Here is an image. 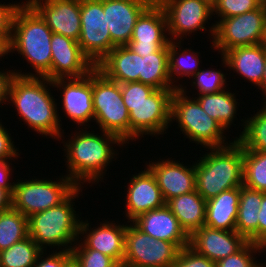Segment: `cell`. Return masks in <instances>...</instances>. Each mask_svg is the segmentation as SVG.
Here are the masks:
<instances>
[{
    "instance_id": "obj_1",
    "label": "cell",
    "mask_w": 266,
    "mask_h": 267,
    "mask_svg": "<svg viewBox=\"0 0 266 267\" xmlns=\"http://www.w3.org/2000/svg\"><path fill=\"white\" fill-rule=\"evenodd\" d=\"M87 129L81 127L74 130L75 132L71 131L70 139L64 137L65 132L63 131L59 141L63 143L65 148L62 150L65 153L63 156H65L64 162H66L65 166L67 167V174L65 173V175L77 186L84 187V184L92 183L90 187H94L105 180L104 176L109 164L117 160L119 150L114 148L117 146L119 149L125 147L126 143L114 134L104 131H100L101 133L97 131L96 133L95 130L90 132Z\"/></svg>"
},
{
    "instance_id": "obj_2",
    "label": "cell",
    "mask_w": 266,
    "mask_h": 267,
    "mask_svg": "<svg viewBox=\"0 0 266 267\" xmlns=\"http://www.w3.org/2000/svg\"><path fill=\"white\" fill-rule=\"evenodd\" d=\"M51 88L52 80L46 77L15 75L10 84L7 105L15 107L21 121L28 125V130L46 139L59 141L64 131L63 118L58 112L57 98Z\"/></svg>"
},
{
    "instance_id": "obj_3",
    "label": "cell",
    "mask_w": 266,
    "mask_h": 267,
    "mask_svg": "<svg viewBox=\"0 0 266 267\" xmlns=\"http://www.w3.org/2000/svg\"><path fill=\"white\" fill-rule=\"evenodd\" d=\"M53 32L41 16L26 2L19 6L13 16L11 55L15 51L30 65L31 72L14 69L19 76L46 77L51 80V36ZM33 68V69H32Z\"/></svg>"
},
{
    "instance_id": "obj_4",
    "label": "cell",
    "mask_w": 266,
    "mask_h": 267,
    "mask_svg": "<svg viewBox=\"0 0 266 267\" xmlns=\"http://www.w3.org/2000/svg\"><path fill=\"white\" fill-rule=\"evenodd\" d=\"M83 188L78 186L60 204L28 217V235L43 251L55 247L56 251H70L79 239L82 217L74 201L78 202Z\"/></svg>"
},
{
    "instance_id": "obj_5",
    "label": "cell",
    "mask_w": 266,
    "mask_h": 267,
    "mask_svg": "<svg viewBox=\"0 0 266 267\" xmlns=\"http://www.w3.org/2000/svg\"><path fill=\"white\" fill-rule=\"evenodd\" d=\"M209 150L206 148L207 152L202 156L200 153V158L194 161L196 191L206 201L243 185V147L234 140Z\"/></svg>"
},
{
    "instance_id": "obj_6",
    "label": "cell",
    "mask_w": 266,
    "mask_h": 267,
    "mask_svg": "<svg viewBox=\"0 0 266 267\" xmlns=\"http://www.w3.org/2000/svg\"><path fill=\"white\" fill-rule=\"evenodd\" d=\"M176 121L179 133L188 138L189 143L201 147L220 148L231 144L235 139L226 138V131L201 107L199 102L184 94L180 89L174 90L171 100V124Z\"/></svg>"
},
{
    "instance_id": "obj_7",
    "label": "cell",
    "mask_w": 266,
    "mask_h": 267,
    "mask_svg": "<svg viewBox=\"0 0 266 267\" xmlns=\"http://www.w3.org/2000/svg\"><path fill=\"white\" fill-rule=\"evenodd\" d=\"M94 122L99 131L118 136L124 143L130 141L129 111L125 106L120 84L106 78L99 70H92Z\"/></svg>"
},
{
    "instance_id": "obj_8",
    "label": "cell",
    "mask_w": 266,
    "mask_h": 267,
    "mask_svg": "<svg viewBox=\"0 0 266 267\" xmlns=\"http://www.w3.org/2000/svg\"><path fill=\"white\" fill-rule=\"evenodd\" d=\"M34 178L16 180L12 193V208L27 218L60 204L78 187L63 173L56 180Z\"/></svg>"
},
{
    "instance_id": "obj_9",
    "label": "cell",
    "mask_w": 266,
    "mask_h": 267,
    "mask_svg": "<svg viewBox=\"0 0 266 267\" xmlns=\"http://www.w3.org/2000/svg\"><path fill=\"white\" fill-rule=\"evenodd\" d=\"M265 19L266 6L260 5L252 11L219 20L210 48L223 55L235 47L264 43Z\"/></svg>"
},
{
    "instance_id": "obj_10",
    "label": "cell",
    "mask_w": 266,
    "mask_h": 267,
    "mask_svg": "<svg viewBox=\"0 0 266 267\" xmlns=\"http://www.w3.org/2000/svg\"><path fill=\"white\" fill-rule=\"evenodd\" d=\"M176 89H156L144 102L125 104L129 111L130 140L164 136L171 125V100Z\"/></svg>"
},
{
    "instance_id": "obj_11",
    "label": "cell",
    "mask_w": 266,
    "mask_h": 267,
    "mask_svg": "<svg viewBox=\"0 0 266 267\" xmlns=\"http://www.w3.org/2000/svg\"><path fill=\"white\" fill-rule=\"evenodd\" d=\"M164 9L171 41H184L197 31L209 30V40L214 37L215 23L210 25L213 7L202 0H156ZM209 23V24H208ZM208 24V25H206ZM210 25V26H209ZM211 36V37H210Z\"/></svg>"
},
{
    "instance_id": "obj_12",
    "label": "cell",
    "mask_w": 266,
    "mask_h": 267,
    "mask_svg": "<svg viewBox=\"0 0 266 267\" xmlns=\"http://www.w3.org/2000/svg\"><path fill=\"white\" fill-rule=\"evenodd\" d=\"M179 250L174 243L157 240L126 222L125 267H171Z\"/></svg>"
},
{
    "instance_id": "obj_13",
    "label": "cell",
    "mask_w": 266,
    "mask_h": 267,
    "mask_svg": "<svg viewBox=\"0 0 266 267\" xmlns=\"http://www.w3.org/2000/svg\"><path fill=\"white\" fill-rule=\"evenodd\" d=\"M81 32L78 43L96 66L114 47L103 12V0H80Z\"/></svg>"
},
{
    "instance_id": "obj_14",
    "label": "cell",
    "mask_w": 266,
    "mask_h": 267,
    "mask_svg": "<svg viewBox=\"0 0 266 267\" xmlns=\"http://www.w3.org/2000/svg\"><path fill=\"white\" fill-rule=\"evenodd\" d=\"M52 84L57 92H60L61 101L57 103V106H60L58 112L62 107L61 111L63 110L64 116L69 118L72 123L74 122L76 128H80V126L93 128L89 124L94 122L92 71L81 78L53 79Z\"/></svg>"
},
{
    "instance_id": "obj_15",
    "label": "cell",
    "mask_w": 266,
    "mask_h": 267,
    "mask_svg": "<svg viewBox=\"0 0 266 267\" xmlns=\"http://www.w3.org/2000/svg\"><path fill=\"white\" fill-rule=\"evenodd\" d=\"M102 221L97 223L98 226H92V222L88 219H82L80 240L76 241L72 249H94L112 257L121 265L125 254L126 223L121 224L118 219L117 221L107 219Z\"/></svg>"
},
{
    "instance_id": "obj_16",
    "label": "cell",
    "mask_w": 266,
    "mask_h": 267,
    "mask_svg": "<svg viewBox=\"0 0 266 267\" xmlns=\"http://www.w3.org/2000/svg\"><path fill=\"white\" fill-rule=\"evenodd\" d=\"M168 36L164 9L155 0L137 19L132 38L126 46L143 57L161 47H168L171 42Z\"/></svg>"
},
{
    "instance_id": "obj_17",
    "label": "cell",
    "mask_w": 266,
    "mask_h": 267,
    "mask_svg": "<svg viewBox=\"0 0 266 267\" xmlns=\"http://www.w3.org/2000/svg\"><path fill=\"white\" fill-rule=\"evenodd\" d=\"M144 166V170L131 175L129 183L125 186V211L122 215H125L123 217L129 223L143 213L166 205L154 174L146 165Z\"/></svg>"
},
{
    "instance_id": "obj_18",
    "label": "cell",
    "mask_w": 266,
    "mask_h": 267,
    "mask_svg": "<svg viewBox=\"0 0 266 267\" xmlns=\"http://www.w3.org/2000/svg\"><path fill=\"white\" fill-rule=\"evenodd\" d=\"M144 163L154 174L165 202L196 190L194 161L192 165L191 163L184 165L176 158L168 157Z\"/></svg>"
},
{
    "instance_id": "obj_19",
    "label": "cell",
    "mask_w": 266,
    "mask_h": 267,
    "mask_svg": "<svg viewBox=\"0 0 266 267\" xmlns=\"http://www.w3.org/2000/svg\"><path fill=\"white\" fill-rule=\"evenodd\" d=\"M51 80L57 78H81L88 75L95 65L82 52L79 43L66 36H51Z\"/></svg>"
},
{
    "instance_id": "obj_20",
    "label": "cell",
    "mask_w": 266,
    "mask_h": 267,
    "mask_svg": "<svg viewBox=\"0 0 266 267\" xmlns=\"http://www.w3.org/2000/svg\"><path fill=\"white\" fill-rule=\"evenodd\" d=\"M53 33L78 42L81 32L80 0H26Z\"/></svg>"
},
{
    "instance_id": "obj_21",
    "label": "cell",
    "mask_w": 266,
    "mask_h": 267,
    "mask_svg": "<svg viewBox=\"0 0 266 267\" xmlns=\"http://www.w3.org/2000/svg\"><path fill=\"white\" fill-rule=\"evenodd\" d=\"M155 0H103L111 41L115 46L127 45L137 19Z\"/></svg>"
},
{
    "instance_id": "obj_22",
    "label": "cell",
    "mask_w": 266,
    "mask_h": 267,
    "mask_svg": "<svg viewBox=\"0 0 266 267\" xmlns=\"http://www.w3.org/2000/svg\"><path fill=\"white\" fill-rule=\"evenodd\" d=\"M249 241L237 231L203 226L189 236V246L214 262L240 251Z\"/></svg>"
},
{
    "instance_id": "obj_23",
    "label": "cell",
    "mask_w": 266,
    "mask_h": 267,
    "mask_svg": "<svg viewBox=\"0 0 266 267\" xmlns=\"http://www.w3.org/2000/svg\"><path fill=\"white\" fill-rule=\"evenodd\" d=\"M220 58L224 70L228 68V71L237 73L254 87L261 84L266 62V45L264 43L232 48L220 55Z\"/></svg>"
},
{
    "instance_id": "obj_24",
    "label": "cell",
    "mask_w": 266,
    "mask_h": 267,
    "mask_svg": "<svg viewBox=\"0 0 266 267\" xmlns=\"http://www.w3.org/2000/svg\"><path fill=\"white\" fill-rule=\"evenodd\" d=\"M132 223L143 233L172 242L179 249L189 245V235L166 205L139 215Z\"/></svg>"
},
{
    "instance_id": "obj_25",
    "label": "cell",
    "mask_w": 266,
    "mask_h": 267,
    "mask_svg": "<svg viewBox=\"0 0 266 267\" xmlns=\"http://www.w3.org/2000/svg\"><path fill=\"white\" fill-rule=\"evenodd\" d=\"M95 68L106 78L124 84L139 81L141 56L126 45L114 47Z\"/></svg>"
},
{
    "instance_id": "obj_26",
    "label": "cell",
    "mask_w": 266,
    "mask_h": 267,
    "mask_svg": "<svg viewBox=\"0 0 266 267\" xmlns=\"http://www.w3.org/2000/svg\"><path fill=\"white\" fill-rule=\"evenodd\" d=\"M240 187L221 192L206 201L205 226L235 231L238 217Z\"/></svg>"
},
{
    "instance_id": "obj_27",
    "label": "cell",
    "mask_w": 266,
    "mask_h": 267,
    "mask_svg": "<svg viewBox=\"0 0 266 267\" xmlns=\"http://www.w3.org/2000/svg\"><path fill=\"white\" fill-rule=\"evenodd\" d=\"M166 206L189 236L205 225L206 200L196 190L168 200Z\"/></svg>"
},
{
    "instance_id": "obj_28",
    "label": "cell",
    "mask_w": 266,
    "mask_h": 267,
    "mask_svg": "<svg viewBox=\"0 0 266 267\" xmlns=\"http://www.w3.org/2000/svg\"><path fill=\"white\" fill-rule=\"evenodd\" d=\"M237 94L232 92L231 89H225L218 93L197 95L194 98L199 102L202 109L229 133L231 125L236 126L234 122L238 120L236 116L238 115V106L241 107Z\"/></svg>"
},
{
    "instance_id": "obj_29",
    "label": "cell",
    "mask_w": 266,
    "mask_h": 267,
    "mask_svg": "<svg viewBox=\"0 0 266 267\" xmlns=\"http://www.w3.org/2000/svg\"><path fill=\"white\" fill-rule=\"evenodd\" d=\"M262 203V191L240 187V199L236 228L249 242L258 245V212Z\"/></svg>"
},
{
    "instance_id": "obj_30",
    "label": "cell",
    "mask_w": 266,
    "mask_h": 267,
    "mask_svg": "<svg viewBox=\"0 0 266 267\" xmlns=\"http://www.w3.org/2000/svg\"><path fill=\"white\" fill-rule=\"evenodd\" d=\"M183 42L185 41H171L168 45L170 80L176 90L181 88V84H178L179 81H182L184 77H188L190 80L194 74L203 68L200 67L202 65V60H200L202 58L199 56L201 53L192 50L191 46L184 48Z\"/></svg>"
},
{
    "instance_id": "obj_31",
    "label": "cell",
    "mask_w": 266,
    "mask_h": 267,
    "mask_svg": "<svg viewBox=\"0 0 266 267\" xmlns=\"http://www.w3.org/2000/svg\"><path fill=\"white\" fill-rule=\"evenodd\" d=\"M139 82L155 89H175L170 80L168 47H161L157 52L141 56Z\"/></svg>"
},
{
    "instance_id": "obj_32",
    "label": "cell",
    "mask_w": 266,
    "mask_h": 267,
    "mask_svg": "<svg viewBox=\"0 0 266 267\" xmlns=\"http://www.w3.org/2000/svg\"><path fill=\"white\" fill-rule=\"evenodd\" d=\"M259 105L256 114L254 110L253 115L241 118L242 131L233 138L246 150L266 153V104Z\"/></svg>"
},
{
    "instance_id": "obj_33",
    "label": "cell",
    "mask_w": 266,
    "mask_h": 267,
    "mask_svg": "<svg viewBox=\"0 0 266 267\" xmlns=\"http://www.w3.org/2000/svg\"><path fill=\"white\" fill-rule=\"evenodd\" d=\"M28 236L26 216L14 208L0 212V252Z\"/></svg>"
},
{
    "instance_id": "obj_34",
    "label": "cell",
    "mask_w": 266,
    "mask_h": 267,
    "mask_svg": "<svg viewBox=\"0 0 266 267\" xmlns=\"http://www.w3.org/2000/svg\"><path fill=\"white\" fill-rule=\"evenodd\" d=\"M227 75L229 74H226V72H222L220 69L217 70L212 67L204 69L203 67V69H200L196 74L191 77V90L187 91L188 89H186L187 87L185 85L186 82L183 81L181 82L180 90L188 96L190 95L189 92H192L194 94H192V97L195 95L197 96L218 93L229 87V84H227L226 82ZM192 89L197 90V92H195L196 94L194 93V91H192Z\"/></svg>"
},
{
    "instance_id": "obj_35",
    "label": "cell",
    "mask_w": 266,
    "mask_h": 267,
    "mask_svg": "<svg viewBox=\"0 0 266 267\" xmlns=\"http://www.w3.org/2000/svg\"><path fill=\"white\" fill-rule=\"evenodd\" d=\"M43 250L28 236L2 250L1 267H33Z\"/></svg>"
},
{
    "instance_id": "obj_36",
    "label": "cell",
    "mask_w": 266,
    "mask_h": 267,
    "mask_svg": "<svg viewBox=\"0 0 266 267\" xmlns=\"http://www.w3.org/2000/svg\"><path fill=\"white\" fill-rule=\"evenodd\" d=\"M243 185L266 193V153L243 148Z\"/></svg>"
},
{
    "instance_id": "obj_37",
    "label": "cell",
    "mask_w": 266,
    "mask_h": 267,
    "mask_svg": "<svg viewBox=\"0 0 266 267\" xmlns=\"http://www.w3.org/2000/svg\"><path fill=\"white\" fill-rule=\"evenodd\" d=\"M256 254L259 256L262 254L261 247L252 242H248L237 253L217 261L216 267H260V262Z\"/></svg>"
},
{
    "instance_id": "obj_38",
    "label": "cell",
    "mask_w": 266,
    "mask_h": 267,
    "mask_svg": "<svg viewBox=\"0 0 266 267\" xmlns=\"http://www.w3.org/2000/svg\"><path fill=\"white\" fill-rule=\"evenodd\" d=\"M260 4L256 0H217L213 6V16L216 24L219 20L229 18L258 8ZM218 16V17H217Z\"/></svg>"
},
{
    "instance_id": "obj_39",
    "label": "cell",
    "mask_w": 266,
    "mask_h": 267,
    "mask_svg": "<svg viewBox=\"0 0 266 267\" xmlns=\"http://www.w3.org/2000/svg\"><path fill=\"white\" fill-rule=\"evenodd\" d=\"M72 258L80 267H118L110 256L94 249H71Z\"/></svg>"
},
{
    "instance_id": "obj_40",
    "label": "cell",
    "mask_w": 266,
    "mask_h": 267,
    "mask_svg": "<svg viewBox=\"0 0 266 267\" xmlns=\"http://www.w3.org/2000/svg\"><path fill=\"white\" fill-rule=\"evenodd\" d=\"M124 104H139L151 95L156 89L139 81L120 84Z\"/></svg>"
},
{
    "instance_id": "obj_41",
    "label": "cell",
    "mask_w": 266,
    "mask_h": 267,
    "mask_svg": "<svg viewBox=\"0 0 266 267\" xmlns=\"http://www.w3.org/2000/svg\"><path fill=\"white\" fill-rule=\"evenodd\" d=\"M171 267H216V262L199 254L188 245L179 250Z\"/></svg>"
},
{
    "instance_id": "obj_42",
    "label": "cell",
    "mask_w": 266,
    "mask_h": 267,
    "mask_svg": "<svg viewBox=\"0 0 266 267\" xmlns=\"http://www.w3.org/2000/svg\"><path fill=\"white\" fill-rule=\"evenodd\" d=\"M2 121L0 119V161L13 160L15 163V160L20 158L21 152L19 153V148L14 144L13 137H11L10 130H8L10 128L4 126Z\"/></svg>"
},
{
    "instance_id": "obj_43",
    "label": "cell",
    "mask_w": 266,
    "mask_h": 267,
    "mask_svg": "<svg viewBox=\"0 0 266 267\" xmlns=\"http://www.w3.org/2000/svg\"><path fill=\"white\" fill-rule=\"evenodd\" d=\"M71 259V251H43L33 267H65Z\"/></svg>"
},
{
    "instance_id": "obj_44",
    "label": "cell",
    "mask_w": 266,
    "mask_h": 267,
    "mask_svg": "<svg viewBox=\"0 0 266 267\" xmlns=\"http://www.w3.org/2000/svg\"><path fill=\"white\" fill-rule=\"evenodd\" d=\"M16 2L17 1L12 3L7 2V4L5 2H0V35H11L15 11L19 6L25 4L26 0L23 2Z\"/></svg>"
},
{
    "instance_id": "obj_45",
    "label": "cell",
    "mask_w": 266,
    "mask_h": 267,
    "mask_svg": "<svg viewBox=\"0 0 266 267\" xmlns=\"http://www.w3.org/2000/svg\"><path fill=\"white\" fill-rule=\"evenodd\" d=\"M15 167L12 166V160L0 161V188L8 189L11 193H13L15 183V180L13 182L14 176H12Z\"/></svg>"
},
{
    "instance_id": "obj_46",
    "label": "cell",
    "mask_w": 266,
    "mask_h": 267,
    "mask_svg": "<svg viewBox=\"0 0 266 267\" xmlns=\"http://www.w3.org/2000/svg\"><path fill=\"white\" fill-rule=\"evenodd\" d=\"M0 70V107L2 108V105H7L10 84L16 74L13 69H6L7 71L5 69Z\"/></svg>"
},
{
    "instance_id": "obj_47",
    "label": "cell",
    "mask_w": 266,
    "mask_h": 267,
    "mask_svg": "<svg viewBox=\"0 0 266 267\" xmlns=\"http://www.w3.org/2000/svg\"><path fill=\"white\" fill-rule=\"evenodd\" d=\"M258 212V246L266 245V193L262 192V203Z\"/></svg>"
},
{
    "instance_id": "obj_48",
    "label": "cell",
    "mask_w": 266,
    "mask_h": 267,
    "mask_svg": "<svg viewBox=\"0 0 266 267\" xmlns=\"http://www.w3.org/2000/svg\"><path fill=\"white\" fill-rule=\"evenodd\" d=\"M12 208V193L5 188H0V212Z\"/></svg>"
},
{
    "instance_id": "obj_49",
    "label": "cell",
    "mask_w": 266,
    "mask_h": 267,
    "mask_svg": "<svg viewBox=\"0 0 266 267\" xmlns=\"http://www.w3.org/2000/svg\"><path fill=\"white\" fill-rule=\"evenodd\" d=\"M11 39V35H0V58L4 59V57L7 55L8 53L10 55V46H9V42ZM0 59V61H2Z\"/></svg>"
},
{
    "instance_id": "obj_50",
    "label": "cell",
    "mask_w": 266,
    "mask_h": 267,
    "mask_svg": "<svg viewBox=\"0 0 266 267\" xmlns=\"http://www.w3.org/2000/svg\"><path fill=\"white\" fill-rule=\"evenodd\" d=\"M257 89L261 90V96H262V100L261 103L262 104H266V62H265V67H264V74L262 77V82L261 84L257 87Z\"/></svg>"
},
{
    "instance_id": "obj_51",
    "label": "cell",
    "mask_w": 266,
    "mask_h": 267,
    "mask_svg": "<svg viewBox=\"0 0 266 267\" xmlns=\"http://www.w3.org/2000/svg\"><path fill=\"white\" fill-rule=\"evenodd\" d=\"M65 267H80L77 262L72 258L66 265Z\"/></svg>"
},
{
    "instance_id": "obj_52",
    "label": "cell",
    "mask_w": 266,
    "mask_h": 267,
    "mask_svg": "<svg viewBox=\"0 0 266 267\" xmlns=\"http://www.w3.org/2000/svg\"><path fill=\"white\" fill-rule=\"evenodd\" d=\"M261 252L262 253H264V254H262V255H266V245L265 246H263V247H261ZM266 258V257H265ZM266 260L264 259V262L262 263V261H261V263H260V267H266V262H265Z\"/></svg>"
},
{
    "instance_id": "obj_53",
    "label": "cell",
    "mask_w": 266,
    "mask_h": 267,
    "mask_svg": "<svg viewBox=\"0 0 266 267\" xmlns=\"http://www.w3.org/2000/svg\"><path fill=\"white\" fill-rule=\"evenodd\" d=\"M202 1L208 3L210 6L213 7L215 5V3H216L217 0H202Z\"/></svg>"
},
{
    "instance_id": "obj_54",
    "label": "cell",
    "mask_w": 266,
    "mask_h": 267,
    "mask_svg": "<svg viewBox=\"0 0 266 267\" xmlns=\"http://www.w3.org/2000/svg\"><path fill=\"white\" fill-rule=\"evenodd\" d=\"M260 5L266 6V0H256Z\"/></svg>"
},
{
    "instance_id": "obj_55",
    "label": "cell",
    "mask_w": 266,
    "mask_h": 267,
    "mask_svg": "<svg viewBox=\"0 0 266 267\" xmlns=\"http://www.w3.org/2000/svg\"><path fill=\"white\" fill-rule=\"evenodd\" d=\"M264 44L266 45V19H265V31H264Z\"/></svg>"
}]
</instances>
